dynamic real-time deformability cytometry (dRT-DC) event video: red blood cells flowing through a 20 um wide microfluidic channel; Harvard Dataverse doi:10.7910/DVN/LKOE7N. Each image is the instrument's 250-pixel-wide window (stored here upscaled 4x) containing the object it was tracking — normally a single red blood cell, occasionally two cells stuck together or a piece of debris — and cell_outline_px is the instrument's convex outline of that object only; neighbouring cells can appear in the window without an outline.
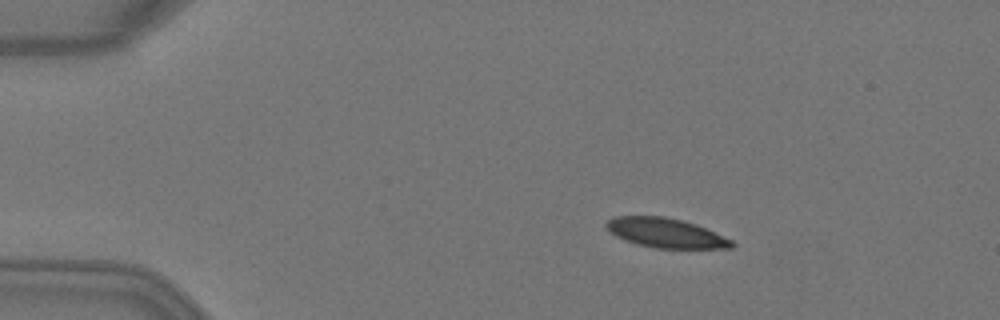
{"species": "Egyptian fruit bat (a non-hibernating species)", "species_latin": "Rousettus aegyptiacus", "temperature_condition": "warm", "stored_images_in_passage": 6, "camera_frame_rate_fps": 3000, "um_per_image_px": 0.085, "animal": {"sex": "female"}, "frame": {"image": 1, "passage_image": 2, "time_ms": 0.333, "image_size_px": [1000, 320], "cell_outline_px": [[736, 244], [732, 248], [652, 248], [636, 244], [624, 240], [616, 236], [604, 224], [608, 220], [616, 216], [664, 216], [696, 224], [732, 240]], "centroid_in_image_um": [56.58, 19.8], "position_along_channel_um": 28.4, "area_um2": 21.44}}
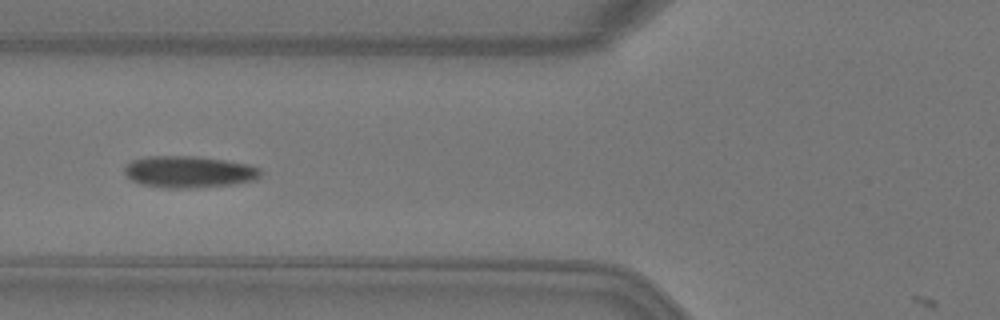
{"frame": {"image": 2, "passage_image": 5, "time_ms": 1.333, "image_size_px": [1000, 320], "cell_outline_px": [[260, 176], [256, 180], [232, 184], [188, 188], [164, 188], [140, 184], [132, 180], [124, 172], [124, 168], [132, 160], [148, 156], [196, 156], [224, 160], [248, 164], [260, 168]], "centroid_in_image_um": [16.05, 14.6], "position_along_channel_um": 109.7, "area_um2": 25.09}}